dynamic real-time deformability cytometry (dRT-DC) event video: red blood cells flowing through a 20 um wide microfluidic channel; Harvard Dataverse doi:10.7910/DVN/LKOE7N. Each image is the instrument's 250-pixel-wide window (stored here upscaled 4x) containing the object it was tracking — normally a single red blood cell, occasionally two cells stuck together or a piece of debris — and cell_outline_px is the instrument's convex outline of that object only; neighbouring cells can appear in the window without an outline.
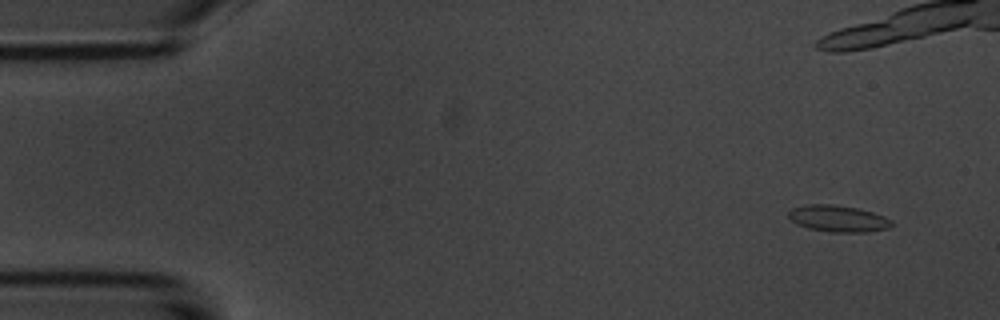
{"species": "common noctule bat (a hibernating species)", "species_latin": "Nyctalus noctula", "temperature_condition": "room temperature", "stored_images_in_passage": 16, "camera_frame_rate_fps": 3000, "um_per_image_px": 0.085, "animal": {"sex": "male", "body_mass_g": 20.1, "forearm_length_mm": 53.5}, "frame": {"image": 1, "passage_image": 1, "time_ms": 0.0, "image_size_px": [1000, 320], "cell_outline_px": [[892, 224], [888, 228], [868, 232], [832, 232], [808, 228], [796, 224], [788, 216], [788, 212], [792, 208], [804, 204], [832, 204], [856, 208], [872, 212], [884, 216], [892, 220]], "centroid_in_image_um": [71.22, 18.57], "position_along_channel_um": 13.8, "area_um2": 15.95}, "authors_computed_cell_mechanics": {"area_um2": 15.895, "velocity_mm_per_s": 3.5879, "shape_relaxation_time_tau1_ms": 2.8981, "shape_relaxation_time_tau2_ms": null, "deformation_change_tau1": 0.1403, "deformation_change_tau2": null}}